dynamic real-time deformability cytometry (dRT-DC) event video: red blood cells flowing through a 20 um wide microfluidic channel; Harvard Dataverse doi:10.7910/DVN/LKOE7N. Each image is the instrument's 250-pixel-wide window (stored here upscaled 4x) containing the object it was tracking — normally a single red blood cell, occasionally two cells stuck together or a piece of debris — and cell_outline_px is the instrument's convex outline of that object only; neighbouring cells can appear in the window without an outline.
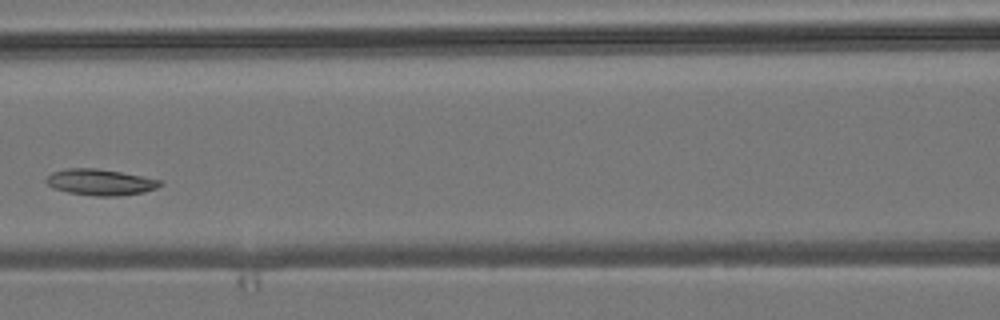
{"species": "common noctule bat (a hibernating species)", "species_latin": "Nyctalus noctula", "temperature_condition": "room temperature", "stored_images_in_passage": 6, "camera_frame_rate_fps": 3000, "um_per_image_px": 0.085, "animal": {"sex": "male", "body_mass_g": 19.2, "forearm_length_mm": 51.8}, "frame": {"image": 1, "passage_image": 5, "time_ms": 4.667, "image_size_px": [1000, 320], "cell_outline_px": [[164, 184], [156, 188], [144, 192], [116, 196], [96, 196], [68, 192], [52, 188], [44, 180], [52, 172], [64, 168], [96, 168], [120, 172], [164, 180]], "centroid_in_image_um": [8.54, 15.48], "position_along_channel_um": 158.1, "area_um2": 17.46}}
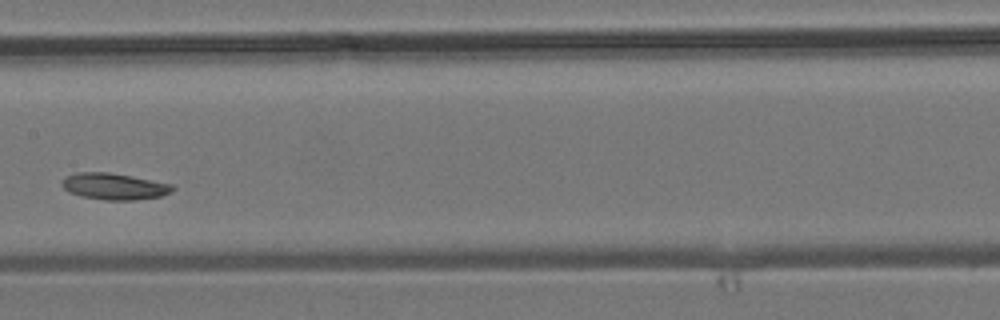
{"frame": {"image": 2, "passage_image": 6, "time_ms": 5.667, "image_size_px": [1000, 320], "cell_outline_px": [[176, 188], [172, 192], [160, 196], [136, 200], [104, 200], [80, 196], [68, 192], [60, 184], [60, 180], [64, 176], [76, 172], [108, 172], [132, 176], [172, 184]], "centroid_in_image_um": [9.66, 15.84], "position_along_channel_um": 197.7, "area_um2": 17.34}}